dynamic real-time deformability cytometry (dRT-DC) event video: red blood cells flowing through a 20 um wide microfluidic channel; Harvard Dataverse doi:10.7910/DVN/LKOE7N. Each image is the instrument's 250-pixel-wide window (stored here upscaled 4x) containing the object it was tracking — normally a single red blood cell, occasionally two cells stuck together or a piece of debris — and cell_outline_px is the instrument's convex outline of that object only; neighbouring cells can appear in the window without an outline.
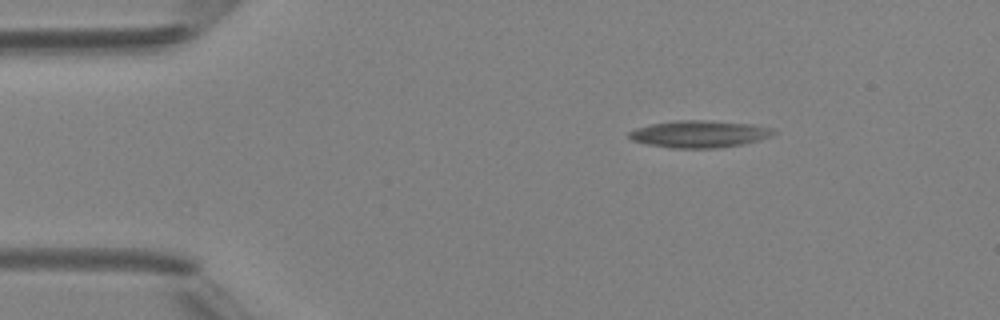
{"species": "Egyptian fruit bat (a non-hibernating species)", "species_latin": "Rousettus aegyptiacus", "temperature_condition": "room temperature", "stored_images_in_passage": 3, "camera_frame_rate_fps": 3000, "um_per_image_px": 0.085, "animal": {"sex": "female"}, "frame": {"image": 1, "passage_image": 1, "time_ms": 0.0, "image_size_px": [1000, 320], "cell_outline_px": [[776, 132], [772, 136], [744, 144], [720, 148], [672, 148], [648, 144], [632, 140], [628, 136], [628, 132], [636, 128], [652, 124], [676, 120], [700, 120], [752, 124], [772, 128]], "centroid_in_image_um": [59.46, 11.39], "position_along_channel_um": 25.5, "area_um2": 22.72}}
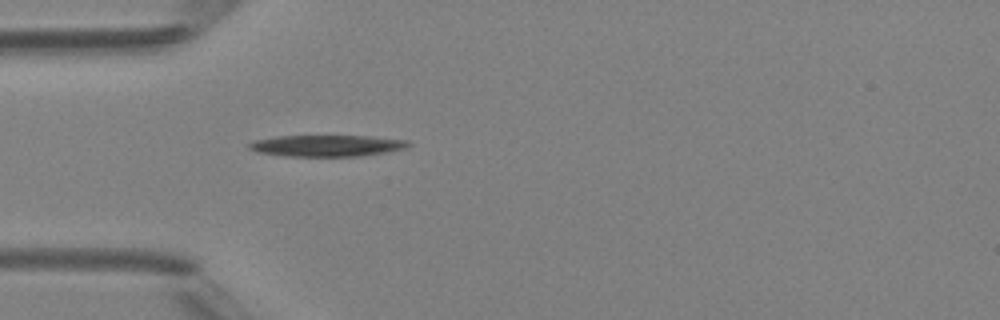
{"frame": {"image": 2, "passage_image": 3, "time_ms": 2.333, "image_size_px": [1000, 320], "cell_outline_px": [[412, 144], [408, 148], [360, 156], [284, 156], [256, 152], [248, 148], [248, 144], [256, 140], [276, 136], [368, 136], [408, 140]], "centroid_in_image_um": [27.79, 12.38], "position_along_channel_um": 57.2, "area_um2": 19.88}}